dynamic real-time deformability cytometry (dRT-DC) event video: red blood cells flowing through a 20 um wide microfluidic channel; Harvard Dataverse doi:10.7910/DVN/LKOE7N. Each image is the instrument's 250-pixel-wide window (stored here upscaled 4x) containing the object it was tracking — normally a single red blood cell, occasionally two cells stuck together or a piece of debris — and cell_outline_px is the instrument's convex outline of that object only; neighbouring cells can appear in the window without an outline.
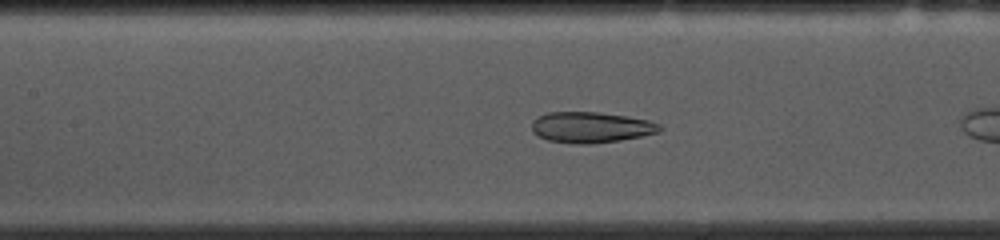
{"species": "common noctule bat (a hibernating species)", "species_latin": "Nyctalus noctula", "temperature_condition": "cold", "stored_images_in_passage": 12, "camera_frame_rate_fps": 3000, "um_per_image_px": 0.085, "animal": {"sex": "female", "body_mass_g": 10.0, "forearm_length_mm": 53.1}, "frame": {"image": 1, "passage_image": 9, "time_ms": 2.667, "image_size_px": [1000, 240], "cell_outline_px": [[664, 128], [660, 132], [620, 140], [592, 144], [576, 144], [548, 140], [536, 136], [532, 132], [532, 120], [548, 112], [600, 112], [628, 116], [648, 120], [660, 124]], "centroid_in_image_um": [50.24, 10.82], "position_along_channel_um": 157.2, "area_um2": 23.18}}